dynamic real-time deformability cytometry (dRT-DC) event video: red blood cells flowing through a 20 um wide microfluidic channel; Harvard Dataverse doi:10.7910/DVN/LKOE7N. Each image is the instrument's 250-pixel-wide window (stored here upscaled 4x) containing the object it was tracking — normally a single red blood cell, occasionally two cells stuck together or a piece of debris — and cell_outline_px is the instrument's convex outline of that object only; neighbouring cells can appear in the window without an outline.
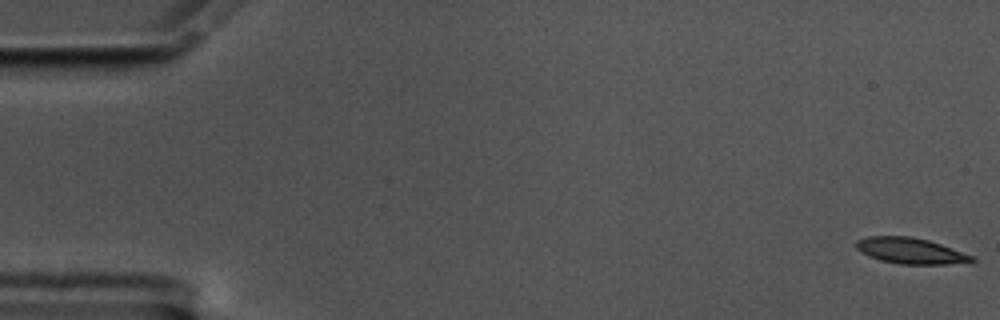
{"species": "common noctule bat (a hibernating species)", "species_latin": "Nyctalus noctula", "temperature_condition": "cold", "stored_images_in_passage": 17, "camera_frame_rate_fps": 3000, "um_per_image_px": 0.085, "animal": {"sex": "male", "body_mass_g": 17.5, "forearm_length_mm": 52.3}, "frame": {"image": 1, "passage_image": 1, "time_ms": 0.0, "image_size_px": [1000, 320], "cell_outline_px": [[976, 260], [948, 264], [900, 264], [880, 260], [868, 256], [860, 252], [856, 248], [856, 240], [868, 236], [908, 236], [928, 240], [976, 256]], "centroid_in_image_um": [77.37, 21.31], "position_along_channel_um": 7.6, "area_um2": 17.46}}
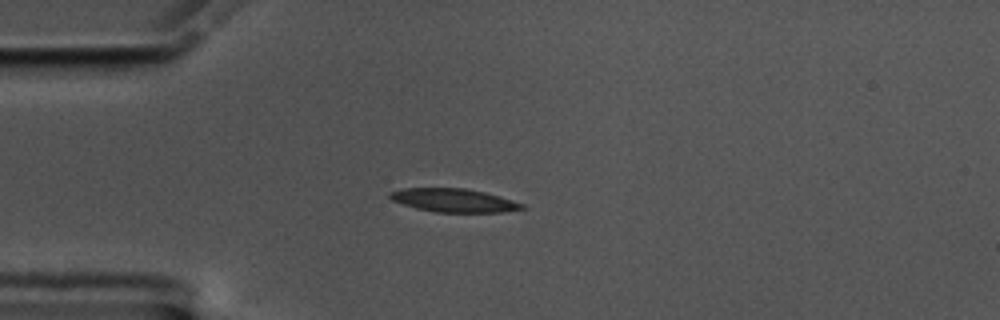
{"frame": {"image": 2, "passage_image": 15, "time_ms": 4.667, "image_size_px": [1000, 320], "cell_outline_px": [[524, 208], [500, 212], [436, 212], [416, 208], [392, 200], [388, 196], [388, 192], [404, 188], [464, 188], [484, 192], [524, 204]], "centroid_in_image_um": [38.51, 17.02], "position_along_channel_um": 46.5, "area_um2": 17.74}}